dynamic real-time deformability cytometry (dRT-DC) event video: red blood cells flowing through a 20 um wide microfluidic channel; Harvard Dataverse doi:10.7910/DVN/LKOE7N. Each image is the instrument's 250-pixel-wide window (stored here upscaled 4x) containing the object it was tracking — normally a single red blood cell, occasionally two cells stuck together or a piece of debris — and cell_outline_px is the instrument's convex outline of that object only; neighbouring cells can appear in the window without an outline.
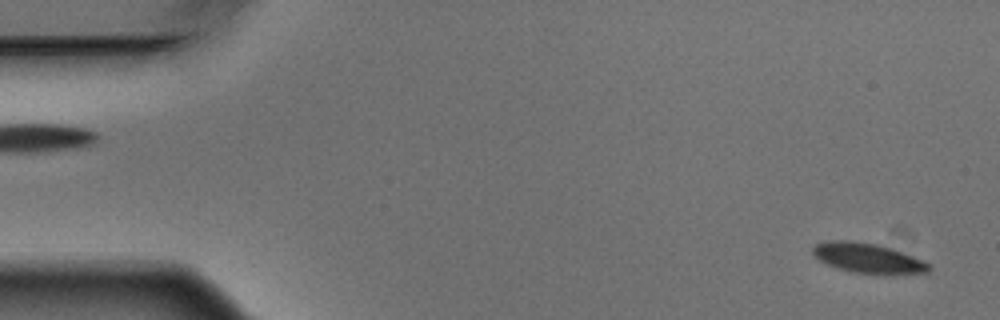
{"species": "Egyptian fruit bat (a non-hibernating species)", "species_latin": "Rousettus aegyptiacus", "temperature_condition": "warm", "stored_images_in_passage": 5, "segment_of_instrument_passage": [2, 2], "camera_frame_rate_fps": 3000, "um_per_image_px": 0.085, "animal": {"sex": "male"}, "frame": {"image": 1, "passage_image": 5, "time_ms": 1.333, "image_size_px": [1000, 320], "cell_outline_px": [[932, 268], [928, 272], [888, 276], [852, 272], [828, 264], [820, 260], [812, 252], [812, 248], [816, 244], [832, 240], [848, 240], [876, 244], [912, 256], [928, 264]], "centroid_in_image_um": [73.79, 21.97], "position_along_channel_um": 11.2, "area_um2": 20.11}}